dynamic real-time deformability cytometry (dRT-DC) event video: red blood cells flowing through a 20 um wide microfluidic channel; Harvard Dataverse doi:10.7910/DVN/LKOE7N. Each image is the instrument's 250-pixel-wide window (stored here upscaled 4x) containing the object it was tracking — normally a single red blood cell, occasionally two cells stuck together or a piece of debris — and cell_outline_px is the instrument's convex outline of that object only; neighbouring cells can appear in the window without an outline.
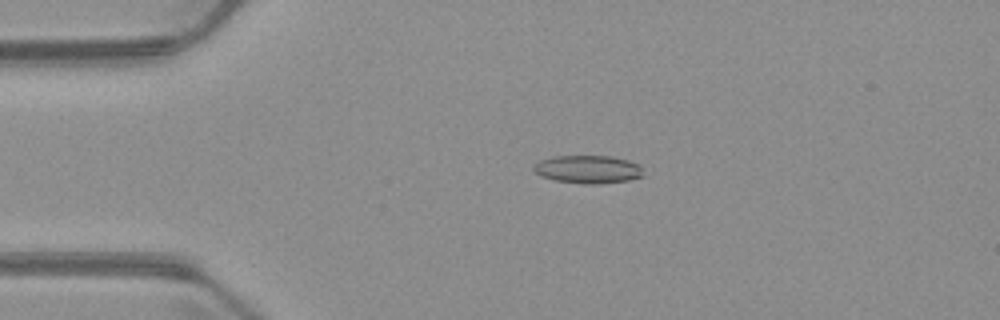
{"species": "common noctule bat (a hibernating species)", "species_latin": "Nyctalus noctula", "temperature_condition": "warm", "stored_images_in_passage": 4, "camera_frame_rate_fps": 3000, "um_per_image_px": 0.085, "animal": {"sex": "male", "body_mass_g": 23.1, "forearm_length_mm": 52.7}, "frame": {"image": 1, "passage_image": 3, "time_ms": 2.333, "image_size_px": [1000, 320], "cell_outline_px": [[644, 176], [628, 180], [596, 184], [584, 184], [556, 180], [540, 176], [532, 168], [540, 160], [552, 156], [612, 156], [628, 160], [640, 164]], "centroid_in_image_um": [50.0, 14.39], "position_along_channel_um": 35.0, "area_um2": 17.92}}